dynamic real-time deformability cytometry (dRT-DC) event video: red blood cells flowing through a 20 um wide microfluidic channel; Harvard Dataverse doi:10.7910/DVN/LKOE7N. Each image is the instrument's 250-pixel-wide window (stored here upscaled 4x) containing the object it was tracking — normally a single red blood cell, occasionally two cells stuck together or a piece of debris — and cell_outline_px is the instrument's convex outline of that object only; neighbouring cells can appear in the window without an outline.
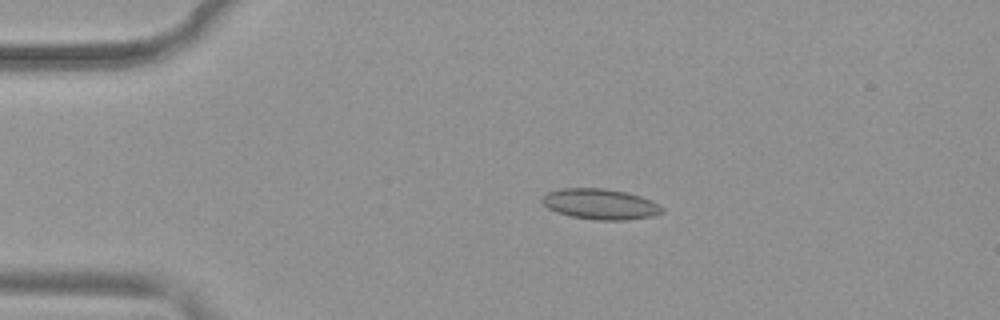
{"species": "common noctule bat (a hibernating species)", "species_latin": "Nyctalus noctula", "temperature_condition": "warm", "stored_images_in_passage": 28, "camera_frame_rate_fps": 3000, "um_per_image_px": 0.085, "animal": {"sex": "female", "body_mass_g": 19.9}, "frame": {"image": 1, "passage_image": 1, "time_ms": 0.0, "image_size_px": [1000, 320], "cell_outline_px": [[664, 212], [652, 216], [628, 220], [596, 220], [572, 216], [556, 212], [548, 208], [540, 200], [548, 192], [564, 188], [604, 188], [624, 192], [640, 196], [660, 204], [664, 208]], "centroid_in_image_um": [51.05, 17.35], "position_along_channel_um": 34.0, "area_um2": 21.33}}
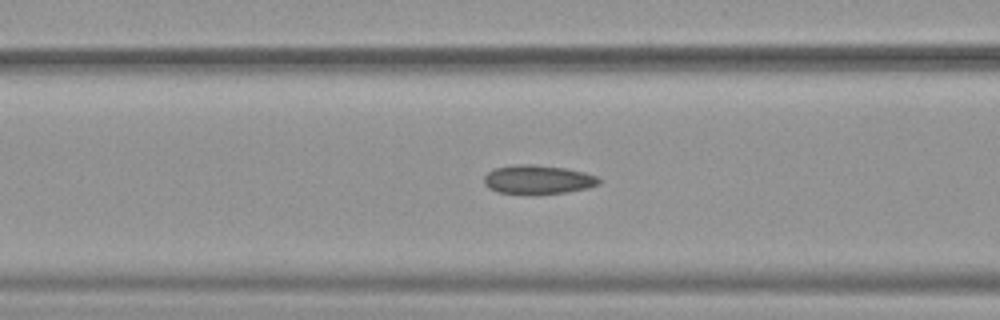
{"frame": {"image": 2, "passage_image": 11, "time_ms": 3.333, "image_size_px": [1000, 320], "cell_outline_px": [[600, 184], [588, 188], [568, 192], [536, 196], [524, 196], [496, 192], [488, 188], [484, 184], [484, 176], [488, 172], [496, 168], [512, 164], [532, 164], [564, 168], [584, 172], [596, 176], [600, 180]], "centroid_in_image_um": [45.68, 15.3], "position_along_channel_um": 120.9, "area_um2": 20.11}}
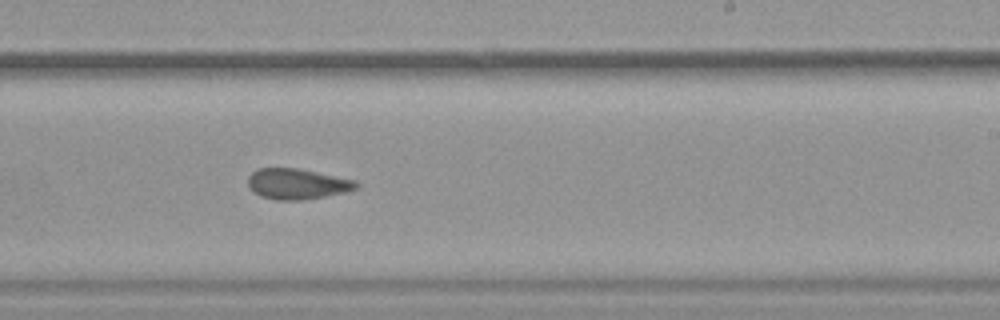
{"frame": {"image": 3, "passage_image": 22, "time_ms": 7.0, "image_size_px": [1000, 320], "cell_outline_px": [[360, 188], [344, 192], [304, 200], [276, 200], [260, 196], [248, 184], [248, 176], [256, 168], [300, 168], [356, 180], [360, 184]], "centroid_in_image_um": [25.3, 15.62], "position_along_channel_um": 263.7, "area_um2": 19.42}}